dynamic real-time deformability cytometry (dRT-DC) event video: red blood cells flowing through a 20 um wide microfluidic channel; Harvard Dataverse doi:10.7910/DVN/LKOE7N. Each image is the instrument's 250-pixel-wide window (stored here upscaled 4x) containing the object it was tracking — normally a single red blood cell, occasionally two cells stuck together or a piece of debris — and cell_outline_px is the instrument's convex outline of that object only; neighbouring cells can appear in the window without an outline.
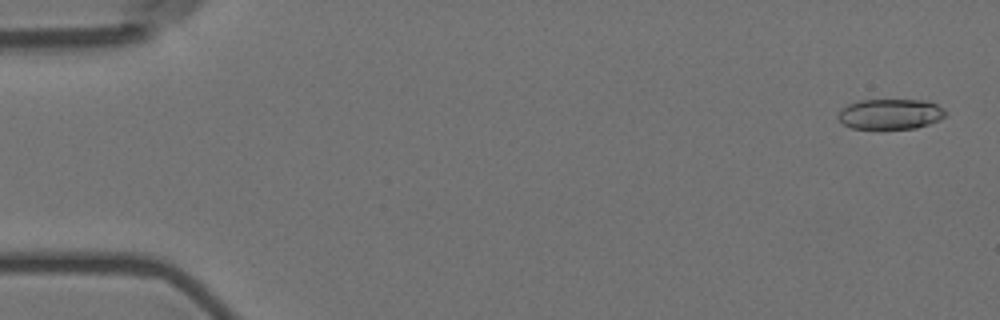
{"species": "Egyptian fruit bat (a non-hibernating species)", "species_latin": "Rousettus aegyptiacus", "temperature_condition": "room temperature", "stored_images_in_passage": 10, "camera_frame_rate_fps": 3000, "um_per_image_px": 0.085, "animal": {"sex": "female"}, "frame": {"image": 1, "passage_image": 2, "time_ms": 0.333, "image_size_px": [1000, 320], "cell_outline_px": [[948, 112], [940, 120], [916, 128], [852, 128], [844, 124], [836, 116], [840, 108], [848, 104], [860, 100], [928, 100], [944, 108]], "centroid_in_image_um": [75.69, 9.68], "position_along_channel_um": 9.3, "area_um2": 19.07}}